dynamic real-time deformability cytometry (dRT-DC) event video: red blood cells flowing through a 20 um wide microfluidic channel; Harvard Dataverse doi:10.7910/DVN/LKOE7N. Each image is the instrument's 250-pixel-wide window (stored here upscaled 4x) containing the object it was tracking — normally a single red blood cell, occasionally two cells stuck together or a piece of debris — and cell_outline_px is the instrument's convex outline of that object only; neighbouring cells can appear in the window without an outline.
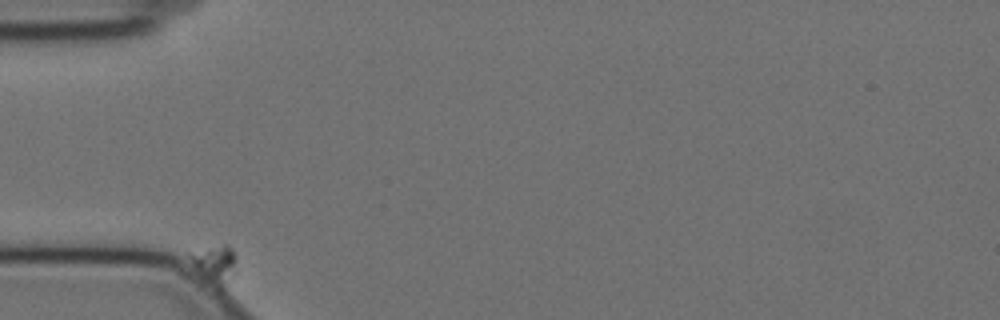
{"species": "Egyptian fruit bat (a non-hibernating species)", "species_latin": "Rousettus aegyptiacus", "temperature_condition": "cold", "stored_images_in_passage": 5, "camera_frame_rate_fps": 3000, "um_per_image_px": 0.085, "animal": {"sex": "female"}, "frame": {"image": 1, "passage_image": 1, "time_ms": 0.0, "image_size_px": [1000, 320], "cell_outline_px": [[236, 272], [224, 288], [220, 292], [196, 268], [188, 256], [188, 252], [224, 244], [228, 244], [232, 248], [236, 256]], "centroid_in_image_um": [18.32, 22.46], "position_along_channel_um": 66.7, "area_um2": 10.4}}